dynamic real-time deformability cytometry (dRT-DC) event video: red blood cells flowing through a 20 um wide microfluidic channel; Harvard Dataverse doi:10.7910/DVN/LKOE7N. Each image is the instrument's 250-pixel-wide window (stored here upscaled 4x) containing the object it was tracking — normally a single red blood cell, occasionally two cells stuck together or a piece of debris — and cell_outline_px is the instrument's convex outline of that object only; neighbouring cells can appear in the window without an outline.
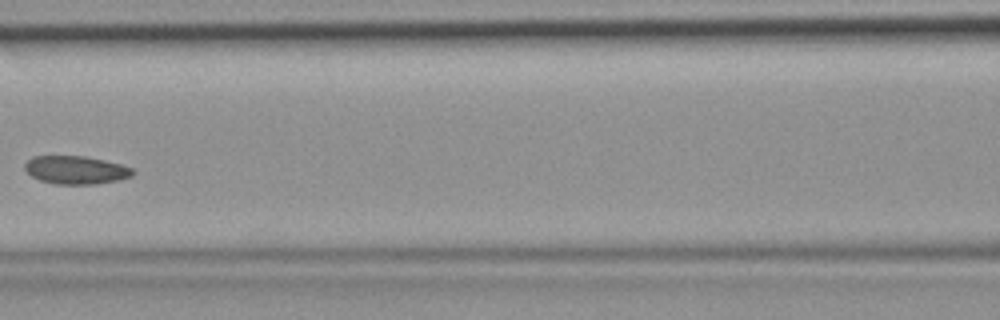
{"species": "common noctule bat (a hibernating species)", "species_latin": "Nyctalus noctula", "temperature_condition": "room temperature", "stored_images_in_passage": 4, "camera_frame_rate_fps": 3000, "um_per_image_px": 0.085, "animal": {"sex": "female", "body_mass_g": 19.9}, "frame": {"image": 1, "passage_image": 4, "time_ms": 1.0, "image_size_px": [1000, 320], "cell_outline_px": [[136, 172], [132, 176], [120, 180], [96, 184], [56, 184], [40, 180], [32, 176], [24, 168], [24, 164], [32, 156], [84, 156], [104, 160], [120, 164], [132, 168]], "centroid_in_image_um": [6.47, 14.45], "position_along_channel_um": 160.1, "area_um2": 17.74}}